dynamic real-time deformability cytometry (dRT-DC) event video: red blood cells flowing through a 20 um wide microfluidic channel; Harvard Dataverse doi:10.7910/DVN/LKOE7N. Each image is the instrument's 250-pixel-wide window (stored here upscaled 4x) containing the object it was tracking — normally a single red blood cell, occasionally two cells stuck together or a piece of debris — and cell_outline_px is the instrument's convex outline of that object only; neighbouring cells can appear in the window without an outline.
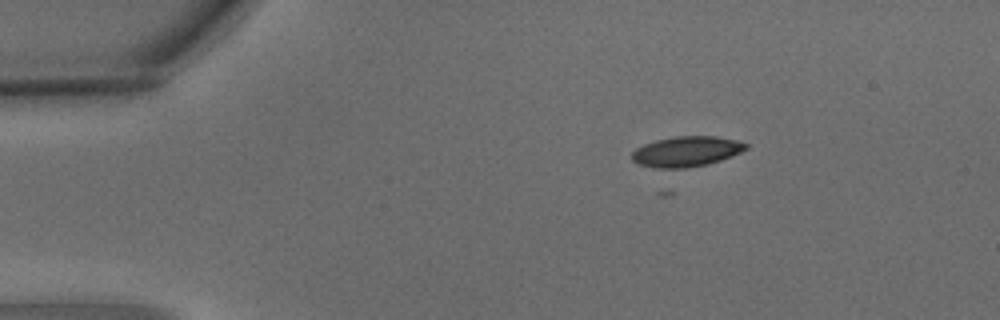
{"species": "common noctule bat (a hibernating species)", "species_latin": "Nyctalus noctula", "temperature_condition": "warm", "stored_images_in_passage": 3, "camera_frame_rate_fps": 3000, "um_per_image_px": 0.085, "animal": {"sex": "male", "body_mass_g": 15.6}, "frame": {"image": 1, "passage_image": 3, "time_ms": 0.667, "image_size_px": [1000, 320], "cell_outline_px": [[748, 148], [740, 152], [720, 160], [708, 164], [688, 168], [656, 168], [640, 164], [632, 160], [632, 152], [636, 148], [644, 144], [656, 140], [676, 136], [716, 136], [736, 140], [748, 144]], "centroid_in_image_um": [58.34, 12.87], "position_along_channel_um": 26.7, "area_um2": 20.06}}